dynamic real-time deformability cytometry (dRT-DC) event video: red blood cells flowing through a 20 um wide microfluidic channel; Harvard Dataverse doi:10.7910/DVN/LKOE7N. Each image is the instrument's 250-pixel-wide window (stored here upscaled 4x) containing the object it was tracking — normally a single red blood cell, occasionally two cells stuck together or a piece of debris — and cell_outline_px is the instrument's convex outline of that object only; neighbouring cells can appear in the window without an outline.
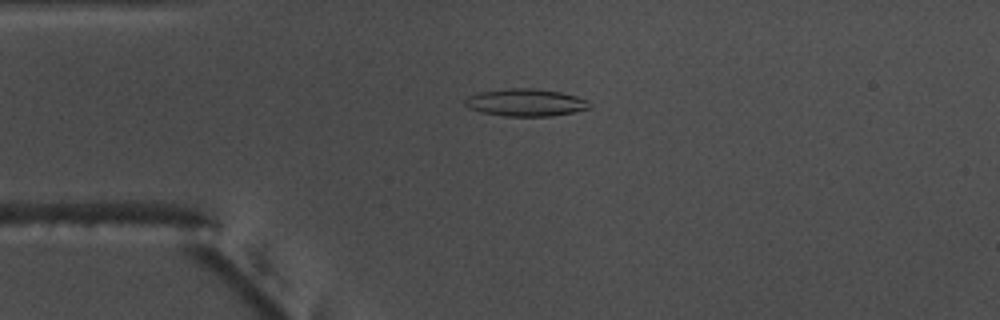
{"species": "common noctule bat (a hibernating species)", "species_latin": "Nyctalus noctula", "temperature_condition": "warm", "stored_images_in_passage": 53, "camera_frame_rate_fps": 3000, "um_per_image_px": 0.085, "animal": {"sex": "male", "body_mass_g": 17.5, "forearm_length_mm": 52.3}, "frame": {"image": 1, "passage_image": 12, "time_ms": 3.667, "image_size_px": [1000, 320], "cell_outline_px": [[592, 104], [588, 108], [572, 112], [548, 116], [504, 116], [480, 112], [468, 108], [464, 104], [464, 100], [468, 96], [480, 92], [512, 88], [536, 88], [560, 92], [576, 96], [588, 100]], "centroid_in_image_um": [44.66, 8.71], "position_along_channel_um": 40.3, "area_um2": 19.83}}
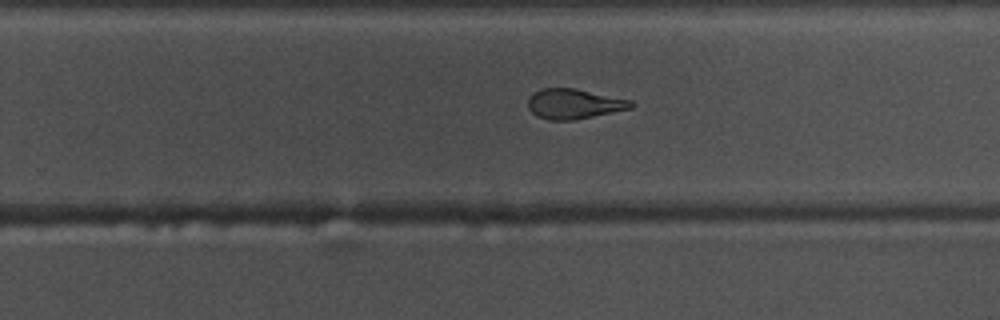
{"frame": {"image": 2, "passage_image": 33, "time_ms": 10.667, "image_size_px": [1000, 320], "cell_outline_px": [[636, 104], [632, 108], [572, 120], [548, 120], [536, 116], [528, 108], [528, 96], [532, 92], [540, 88], [576, 88], [632, 100]], "centroid_in_image_um": [48.76, 8.81], "position_along_channel_um": 281.0, "area_um2": 18.21}}
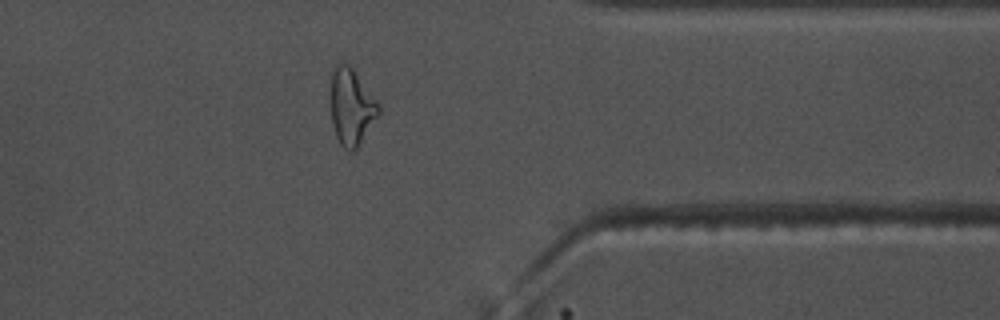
{"frame": {"image": 3, "passage_image": 42, "time_ms": 13.667, "image_size_px": [1000, 320], "cell_outline_px": [[380, 112], [356, 148], [352, 152], [348, 152], [340, 144], [336, 136], [332, 124], [332, 68], [336, 64], [348, 64], [352, 68], [376, 100], [380, 108]], "centroid_in_image_um": [29.86, 9.1], "position_along_channel_um": 381.5, "area_um2": 20.69}, "authors_computed_cell_mechanics": {"area_um2": 19.5364, "velocity_mm_per_s": 3.7691, "shape_relaxation_time_tau1_ms": null, "shape_relaxation_time_tau2_ms": 2.2334, "deformation_change_tau1": null, "deformation_change_tau2": 0.0992}}